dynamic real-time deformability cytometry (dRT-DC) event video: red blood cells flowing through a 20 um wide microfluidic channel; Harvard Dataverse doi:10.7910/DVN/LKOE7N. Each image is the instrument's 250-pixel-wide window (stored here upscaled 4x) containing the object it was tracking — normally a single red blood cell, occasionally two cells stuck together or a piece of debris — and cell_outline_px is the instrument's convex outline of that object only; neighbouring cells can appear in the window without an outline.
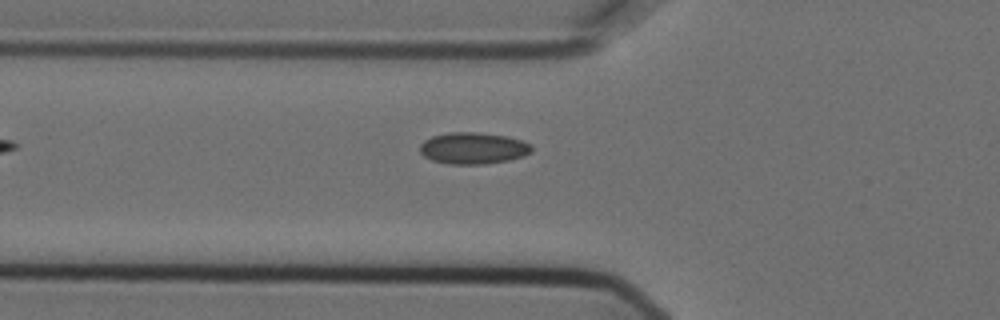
{"species": "Egyptian fruit bat (a non-hibernating species)", "species_latin": "Rousettus aegyptiacus", "temperature_condition": "cold", "stored_images_in_passage": 5, "camera_frame_rate_fps": 3000, "um_per_image_px": 0.085, "animal": {"sex": "female"}, "frame": {"image": 1, "passage_image": 5, "time_ms": 1.333, "image_size_px": [1000, 320], "cell_outline_px": [[532, 152], [524, 156], [508, 160], [484, 164], [448, 164], [432, 160], [424, 156], [420, 152], [420, 144], [424, 140], [432, 136], [448, 132], [476, 132], [508, 136], [532, 144]], "centroid_in_image_um": [40.22, 12.59], "position_along_channel_um": 85.6, "area_um2": 20.69}}